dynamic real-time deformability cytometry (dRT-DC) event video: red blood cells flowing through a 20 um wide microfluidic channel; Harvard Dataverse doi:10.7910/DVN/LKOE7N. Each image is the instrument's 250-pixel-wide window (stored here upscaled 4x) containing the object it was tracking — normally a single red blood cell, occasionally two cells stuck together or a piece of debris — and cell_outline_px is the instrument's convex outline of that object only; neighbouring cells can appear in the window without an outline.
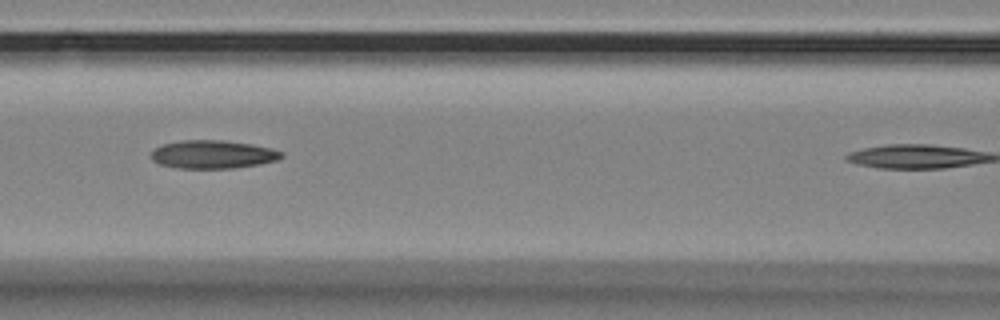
{"species": "Egyptian fruit bat (a non-hibernating species)", "species_latin": "Rousettus aegyptiacus", "temperature_condition": "room temperature", "stored_images_in_passage": 5, "camera_frame_rate_fps": 3000, "um_per_image_px": 0.085, "animal": {"sex": "female"}, "frame": {"image": 1, "passage_image": 4, "time_ms": 4.0, "image_size_px": [1000, 320], "cell_outline_px": [[284, 156], [276, 160], [260, 164], [232, 168], [176, 168], [160, 164], [152, 160], [152, 152], [156, 148], [164, 144], [184, 140], [224, 140], [252, 144], [272, 148], [284, 152]], "centroid_in_image_um": [18.13, 13.12], "position_along_channel_um": 148.5, "area_um2": 21.39}}